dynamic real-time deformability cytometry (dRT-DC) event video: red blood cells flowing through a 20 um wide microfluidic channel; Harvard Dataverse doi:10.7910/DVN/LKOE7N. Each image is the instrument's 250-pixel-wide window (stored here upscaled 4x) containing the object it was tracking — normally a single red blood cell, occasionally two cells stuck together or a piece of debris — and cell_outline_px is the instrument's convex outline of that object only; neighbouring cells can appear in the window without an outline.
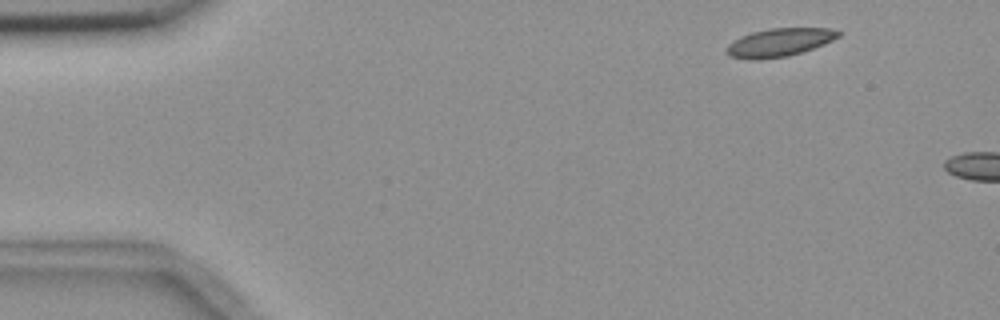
{"species": "common noctule bat (a hibernating species)", "species_latin": "Nyctalus noctula", "temperature_condition": "room temperature", "stored_images_in_passage": 3, "camera_frame_rate_fps": 3000, "um_per_image_px": 0.085, "animal": {"sex": "female", "body_mass_g": 18.4}, "frame": {"image": 1, "passage_image": 1, "time_ms": 0.0, "image_size_px": [1000, 320], "cell_outline_px": [[844, 32], [840, 36], [824, 44], [788, 56], [756, 60], [752, 60], [732, 56], [724, 52], [724, 48], [728, 44], [740, 36], [752, 32], [768, 28], [832, 28]], "centroid_in_image_um": [66.24, 3.59], "position_along_channel_um": 18.8, "area_um2": 18.5}}